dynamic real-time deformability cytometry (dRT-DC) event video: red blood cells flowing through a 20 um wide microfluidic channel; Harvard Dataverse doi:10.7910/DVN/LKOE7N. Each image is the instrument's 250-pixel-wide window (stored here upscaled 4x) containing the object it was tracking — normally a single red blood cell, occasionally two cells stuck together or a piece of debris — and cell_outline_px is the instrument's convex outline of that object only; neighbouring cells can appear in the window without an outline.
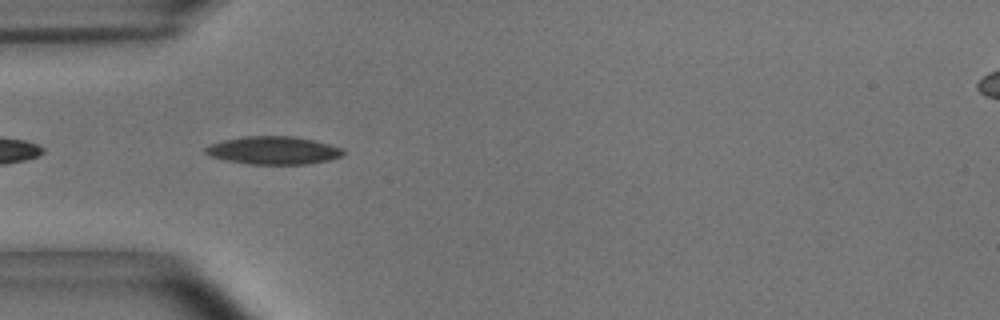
{"species": "common noctule bat (a hibernating species)", "species_latin": "Nyctalus noctula", "temperature_condition": "room temperature", "stored_images_in_passage": 9, "camera_frame_rate_fps": 3000, "um_per_image_px": 0.085, "animal": {"sex": "male", "body_mass_g": 15.6}, "frame": {"image": 1, "passage_image": 4, "time_ms": 1.0, "image_size_px": [1000, 320], "cell_outline_px": [[344, 156], [328, 160], [308, 164], [248, 164], [228, 160], [212, 156], [204, 152], [204, 148], [208, 144], [224, 140], [244, 136], [292, 136], [312, 140], [344, 148]], "centroid_in_image_um": [23.25, 12.78], "position_along_channel_um": 61.7, "area_um2": 22.37}}